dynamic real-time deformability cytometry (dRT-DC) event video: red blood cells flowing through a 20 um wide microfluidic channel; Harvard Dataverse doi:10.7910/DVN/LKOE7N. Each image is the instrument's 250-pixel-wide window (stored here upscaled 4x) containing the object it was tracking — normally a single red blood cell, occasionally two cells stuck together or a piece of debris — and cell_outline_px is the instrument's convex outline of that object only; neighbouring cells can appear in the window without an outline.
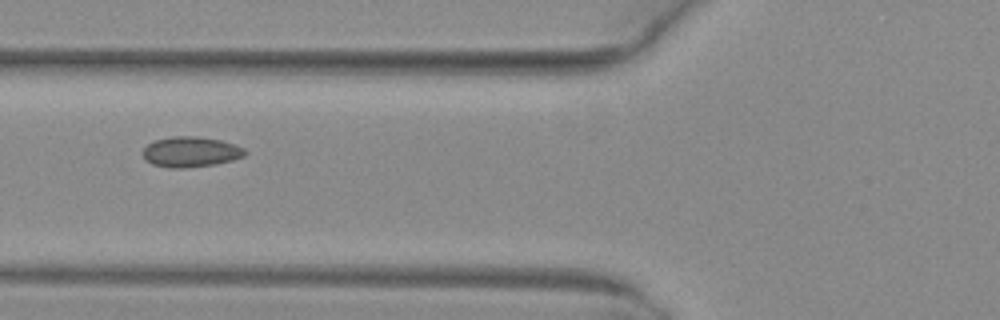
{"species": "common noctule bat (a hibernating species)", "species_latin": "Nyctalus noctula", "temperature_condition": "warm", "stored_images_in_passage": 2, "camera_frame_rate_fps": 3000, "um_per_image_px": 0.085, "animal": {"sex": "female", "body_mass_g": 29.2, "forearm_length_mm": 56.3}, "frame": {"image": 1, "passage_image": 2, "time_ms": 0.333, "image_size_px": [1000, 320], "cell_outline_px": [[248, 152], [244, 156], [232, 160], [216, 164], [184, 168], [168, 168], [152, 164], [144, 160], [140, 152], [148, 144], [156, 140], [172, 136], [196, 136], [220, 140], [244, 148]], "centroid_in_image_um": [16.17, 12.92], "position_along_channel_um": 109.6, "area_um2": 18.21}}